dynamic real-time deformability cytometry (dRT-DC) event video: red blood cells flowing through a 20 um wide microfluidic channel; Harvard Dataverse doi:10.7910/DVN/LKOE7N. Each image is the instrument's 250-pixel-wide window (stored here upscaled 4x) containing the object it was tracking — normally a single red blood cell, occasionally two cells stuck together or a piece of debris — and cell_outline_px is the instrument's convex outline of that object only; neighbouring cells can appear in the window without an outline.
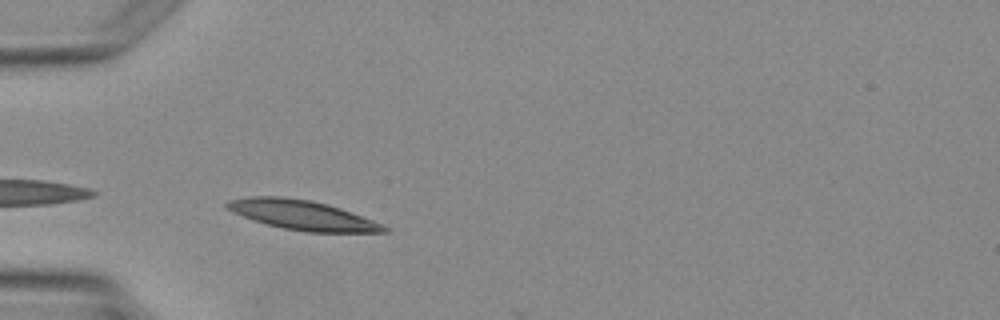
{"species": "Egyptian fruit bat (a non-hibernating species)", "species_latin": "Rousettus aegyptiacus", "temperature_condition": "warm", "stored_images_in_passage": 2, "camera_frame_rate_fps": 3000, "um_per_image_px": 0.085, "animal": {"sex": "female"}, "frame": {"image": 1, "passage_image": 2, "time_ms": 1.333, "image_size_px": [1000, 320], "cell_outline_px": [[388, 232], [304, 232], [284, 228], [268, 224], [232, 212], [224, 208], [224, 204], [228, 200], [248, 196], [280, 196], [308, 200], [328, 204], [340, 208], [372, 220], [388, 228]], "centroid_in_image_um": [25.64, 18.27], "position_along_channel_um": 59.4, "area_um2": 26.76}}